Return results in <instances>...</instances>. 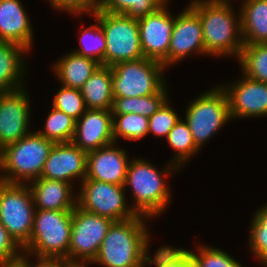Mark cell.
<instances>
[{"label": "cell", "mask_w": 267, "mask_h": 267, "mask_svg": "<svg viewBox=\"0 0 267 267\" xmlns=\"http://www.w3.org/2000/svg\"><path fill=\"white\" fill-rule=\"evenodd\" d=\"M230 119L228 98L219 85L192 100L186 110L185 122L195 144L201 148Z\"/></svg>", "instance_id": "9c48e42d"}, {"label": "cell", "mask_w": 267, "mask_h": 267, "mask_svg": "<svg viewBox=\"0 0 267 267\" xmlns=\"http://www.w3.org/2000/svg\"><path fill=\"white\" fill-rule=\"evenodd\" d=\"M54 71L61 85L80 89L101 65L92 58L80 56L74 52L66 54L55 62Z\"/></svg>", "instance_id": "603a6c76"}, {"label": "cell", "mask_w": 267, "mask_h": 267, "mask_svg": "<svg viewBox=\"0 0 267 267\" xmlns=\"http://www.w3.org/2000/svg\"><path fill=\"white\" fill-rule=\"evenodd\" d=\"M205 54V44L201 20L188 5L175 16L169 46V66L182 61L189 54Z\"/></svg>", "instance_id": "9a60e30c"}, {"label": "cell", "mask_w": 267, "mask_h": 267, "mask_svg": "<svg viewBox=\"0 0 267 267\" xmlns=\"http://www.w3.org/2000/svg\"><path fill=\"white\" fill-rule=\"evenodd\" d=\"M167 1L153 13L138 20L143 56L169 66V46L174 18L169 13Z\"/></svg>", "instance_id": "7c38bea8"}, {"label": "cell", "mask_w": 267, "mask_h": 267, "mask_svg": "<svg viewBox=\"0 0 267 267\" xmlns=\"http://www.w3.org/2000/svg\"><path fill=\"white\" fill-rule=\"evenodd\" d=\"M105 34L106 52L104 66H110L143 58L138 20L124 14H112L97 10L91 14Z\"/></svg>", "instance_id": "8992f818"}, {"label": "cell", "mask_w": 267, "mask_h": 267, "mask_svg": "<svg viewBox=\"0 0 267 267\" xmlns=\"http://www.w3.org/2000/svg\"><path fill=\"white\" fill-rule=\"evenodd\" d=\"M19 249L23 250L0 223V263L21 258L23 251Z\"/></svg>", "instance_id": "8d00e7d4"}, {"label": "cell", "mask_w": 267, "mask_h": 267, "mask_svg": "<svg viewBox=\"0 0 267 267\" xmlns=\"http://www.w3.org/2000/svg\"><path fill=\"white\" fill-rule=\"evenodd\" d=\"M0 267H27V263L26 259L21 257L13 261L0 263Z\"/></svg>", "instance_id": "60d3db41"}, {"label": "cell", "mask_w": 267, "mask_h": 267, "mask_svg": "<svg viewBox=\"0 0 267 267\" xmlns=\"http://www.w3.org/2000/svg\"><path fill=\"white\" fill-rule=\"evenodd\" d=\"M113 221L78 206L73 209L70 246L66 259L71 263H92Z\"/></svg>", "instance_id": "30bf717a"}, {"label": "cell", "mask_w": 267, "mask_h": 267, "mask_svg": "<svg viewBox=\"0 0 267 267\" xmlns=\"http://www.w3.org/2000/svg\"><path fill=\"white\" fill-rule=\"evenodd\" d=\"M22 257L26 259L27 267H70L71 264V262L66 258L36 256L37 264L33 266V264H31V262L28 260L27 254L23 253Z\"/></svg>", "instance_id": "f35d334b"}, {"label": "cell", "mask_w": 267, "mask_h": 267, "mask_svg": "<svg viewBox=\"0 0 267 267\" xmlns=\"http://www.w3.org/2000/svg\"><path fill=\"white\" fill-rule=\"evenodd\" d=\"M157 169L144 159L134 158L130 160L124 183L125 188L128 185L132 187L135 202L131 209L136 215L148 219L161 214L170 203L171 193L164 176L179 168L169 161L162 172Z\"/></svg>", "instance_id": "7a4b0ae2"}, {"label": "cell", "mask_w": 267, "mask_h": 267, "mask_svg": "<svg viewBox=\"0 0 267 267\" xmlns=\"http://www.w3.org/2000/svg\"><path fill=\"white\" fill-rule=\"evenodd\" d=\"M53 145L52 141L37 132H30L17 142L5 146L0 150V170L5 172L0 175V181L27 184L40 178Z\"/></svg>", "instance_id": "3957f363"}, {"label": "cell", "mask_w": 267, "mask_h": 267, "mask_svg": "<svg viewBox=\"0 0 267 267\" xmlns=\"http://www.w3.org/2000/svg\"><path fill=\"white\" fill-rule=\"evenodd\" d=\"M87 153L72 142L54 143L45 161L42 178L70 183L86 178Z\"/></svg>", "instance_id": "e0dca14e"}, {"label": "cell", "mask_w": 267, "mask_h": 267, "mask_svg": "<svg viewBox=\"0 0 267 267\" xmlns=\"http://www.w3.org/2000/svg\"><path fill=\"white\" fill-rule=\"evenodd\" d=\"M73 211L35 210L28 256L66 258L71 240Z\"/></svg>", "instance_id": "5b68a950"}, {"label": "cell", "mask_w": 267, "mask_h": 267, "mask_svg": "<svg viewBox=\"0 0 267 267\" xmlns=\"http://www.w3.org/2000/svg\"><path fill=\"white\" fill-rule=\"evenodd\" d=\"M149 233L147 231L142 247V267L146 264H154L156 267H168L171 264H174L180 261L189 250L173 248L168 246H161L155 253L154 259L149 256Z\"/></svg>", "instance_id": "e575fe53"}, {"label": "cell", "mask_w": 267, "mask_h": 267, "mask_svg": "<svg viewBox=\"0 0 267 267\" xmlns=\"http://www.w3.org/2000/svg\"><path fill=\"white\" fill-rule=\"evenodd\" d=\"M238 61L246 77L267 83V43L243 45Z\"/></svg>", "instance_id": "484cf974"}, {"label": "cell", "mask_w": 267, "mask_h": 267, "mask_svg": "<svg viewBox=\"0 0 267 267\" xmlns=\"http://www.w3.org/2000/svg\"><path fill=\"white\" fill-rule=\"evenodd\" d=\"M240 10L243 45L267 43V0H245Z\"/></svg>", "instance_id": "44dd1931"}, {"label": "cell", "mask_w": 267, "mask_h": 267, "mask_svg": "<svg viewBox=\"0 0 267 267\" xmlns=\"http://www.w3.org/2000/svg\"><path fill=\"white\" fill-rule=\"evenodd\" d=\"M86 263H71L70 267H86Z\"/></svg>", "instance_id": "7bdbcfd3"}, {"label": "cell", "mask_w": 267, "mask_h": 267, "mask_svg": "<svg viewBox=\"0 0 267 267\" xmlns=\"http://www.w3.org/2000/svg\"><path fill=\"white\" fill-rule=\"evenodd\" d=\"M28 50L11 42H0V92L22 88L24 66L23 54Z\"/></svg>", "instance_id": "7402d4cb"}, {"label": "cell", "mask_w": 267, "mask_h": 267, "mask_svg": "<svg viewBox=\"0 0 267 267\" xmlns=\"http://www.w3.org/2000/svg\"><path fill=\"white\" fill-rule=\"evenodd\" d=\"M80 91L87 109L111 110L114 99L111 67L100 65Z\"/></svg>", "instance_id": "cb8c5ba5"}, {"label": "cell", "mask_w": 267, "mask_h": 267, "mask_svg": "<svg viewBox=\"0 0 267 267\" xmlns=\"http://www.w3.org/2000/svg\"><path fill=\"white\" fill-rule=\"evenodd\" d=\"M111 69L113 97L153 95L166 84L164 65L145 57L117 63Z\"/></svg>", "instance_id": "52a82bcc"}, {"label": "cell", "mask_w": 267, "mask_h": 267, "mask_svg": "<svg viewBox=\"0 0 267 267\" xmlns=\"http://www.w3.org/2000/svg\"><path fill=\"white\" fill-rule=\"evenodd\" d=\"M35 210L27 184L0 181V223L22 249L29 243Z\"/></svg>", "instance_id": "ba28073f"}, {"label": "cell", "mask_w": 267, "mask_h": 267, "mask_svg": "<svg viewBox=\"0 0 267 267\" xmlns=\"http://www.w3.org/2000/svg\"><path fill=\"white\" fill-rule=\"evenodd\" d=\"M45 122L44 130L36 131L39 135L53 143L72 141L76 120L71 116L53 107Z\"/></svg>", "instance_id": "f1b7e54d"}, {"label": "cell", "mask_w": 267, "mask_h": 267, "mask_svg": "<svg viewBox=\"0 0 267 267\" xmlns=\"http://www.w3.org/2000/svg\"><path fill=\"white\" fill-rule=\"evenodd\" d=\"M221 87L228 98L231 119L267 116V83L244 75L230 86Z\"/></svg>", "instance_id": "5bb4252c"}, {"label": "cell", "mask_w": 267, "mask_h": 267, "mask_svg": "<svg viewBox=\"0 0 267 267\" xmlns=\"http://www.w3.org/2000/svg\"><path fill=\"white\" fill-rule=\"evenodd\" d=\"M189 6L201 20L205 53L238 58L243 48L240 14L234 16L229 1L193 0Z\"/></svg>", "instance_id": "6da1fadb"}, {"label": "cell", "mask_w": 267, "mask_h": 267, "mask_svg": "<svg viewBox=\"0 0 267 267\" xmlns=\"http://www.w3.org/2000/svg\"><path fill=\"white\" fill-rule=\"evenodd\" d=\"M145 219L148 220L137 215L113 222L92 263L105 267H142V247L148 231Z\"/></svg>", "instance_id": "277c9868"}, {"label": "cell", "mask_w": 267, "mask_h": 267, "mask_svg": "<svg viewBox=\"0 0 267 267\" xmlns=\"http://www.w3.org/2000/svg\"><path fill=\"white\" fill-rule=\"evenodd\" d=\"M52 4L54 9L60 10V0H48Z\"/></svg>", "instance_id": "b9f144b4"}, {"label": "cell", "mask_w": 267, "mask_h": 267, "mask_svg": "<svg viewBox=\"0 0 267 267\" xmlns=\"http://www.w3.org/2000/svg\"><path fill=\"white\" fill-rule=\"evenodd\" d=\"M197 254L189 250L196 267H242L233 257L225 251L209 246H199Z\"/></svg>", "instance_id": "836d02e7"}, {"label": "cell", "mask_w": 267, "mask_h": 267, "mask_svg": "<svg viewBox=\"0 0 267 267\" xmlns=\"http://www.w3.org/2000/svg\"><path fill=\"white\" fill-rule=\"evenodd\" d=\"M79 50L72 51L80 56L92 58L104 66V54L106 52L105 34L97 20V23L82 31Z\"/></svg>", "instance_id": "4dcf8cb0"}, {"label": "cell", "mask_w": 267, "mask_h": 267, "mask_svg": "<svg viewBox=\"0 0 267 267\" xmlns=\"http://www.w3.org/2000/svg\"><path fill=\"white\" fill-rule=\"evenodd\" d=\"M168 267H196V265L188 252L180 261L171 264Z\"/></svg>", "instance_id": "ab89813d"}, {"label": "cell", "mask_w": 267, "mask_h": 267, "mask_svg": "<svg viewBox=\"0 0 267 267\" xmlns=\"http://www.w3.org/2000/svg\"><path fill=\"white\" fill-rule=\"evenodd\" d=\"M29 103L24 88L0 92V150L30 133Z\"/></svg>", "instance_id": "4fadbf2b"}, {"label": "cell", "mask_w": 267, "mask_h": 267, "mask_svg": "<svg viewBox=\"0 0 267 267\" xmlns=\"http://www.w3.org/2000/svg\"><path fill=\"white\" fill-rule=\"evenodd\" d=\"M77 206L113 222L134 218L137 215L126 204L124 185L84 179L81 183Z\"/></svg>", "instance_id": "8fae6325"}, {"label": "cell", "mask_w": 267, "mask_h": 267, "mask_svg": "<svg viewBox=\"0 0 267 267\" xmlns=\"http://www.w3.org/2000/svg\"><path fill=\"white\" fill-rule=\"evenodd\" d=\"M52 107L78 120L86 111L80 89L62 86L54 96Z\"/></svg>", "instance_id": "d6a6232c"}, {"label": "cell", "mask_w": 267, "mask_h": 267, "mask_svg": "<svg viewBox=\"0 0 267 267\" xmlns=\"http://www.w3.org/2000/svg\"><path fill=\"white\" fill-rule=\"evenodd\" d=\"M113 139L139 140L148 134L149 118L141 114H112Z\"/></svg>", "instance_id": "f546056e"}, {"label": "cell", "mask_w": 267, "mask_h": 267, "mask_svg": "<svg viewBox=\"0 0 267 267\" xmlns=\"http://www.w3.org/2000/svg\"><path fill=\"white\" fill-rule=\"evenodd\" d=\"M166 1L168 0H101L100 10L140 20L156 11Z\"/></svg>", "instance_id": "83f0119b"}, {"label": "cell", "mask_w": 267, "mask_h": 267, "mask_svg": "<svg viewBox=\"0 0 267 267\" xmlns=\"http://www.w3.org/2000/svg\"><path fill=\"white\" fill-rule=\"evenodd\" d=\"M101 7V0H60V11L80 15L81 13H95Z\"/></svg>", "instance_id": "74e56055"}, {"label": "cell", "mask_w": 267, "mask_h": 267, "mask_svg": "<svg viewBox=\"0 0 267 267\" xmlns=\"http://www.w3.org/2000/svg\"><path fill=\"white\" fill-rule=\"evenodd\" d=\"M174 108L169 105L167 100L160 109L155 112L148 122V133H153L156 136L167 137L170 130L180 120Z\"/></svg>", "instance_id": "d590c367"}, {"label": "cell", "mask_w": 267, "mask_h": 267, "mask_svg": "<svg viewBox=\"0 0 267 267\" xmlns=\"http://www.w3.org/2000/svg\"><path fill=\"white\" fill-rule=\"evenodd\" d=\"M111 110L86 109L76 120L72 143L86 153L114 143Z\"/></svg>", "instance_id": "2e32d148"}, {"label": "cell", "mask_w": 267, "mask_h": 267, "mask_svg": "<svg viewBox=\"0 0 267 267\" xmlns=\"http://www.w3.org/2000/svg\"><path fill=\"white\" fill-rule=\"evenodd\" d=\"M249 237L252 254L264 263L267 260V204L254 214Z\"/></svg>", "instance_id": "1f68e13d"}, {"label": "cell", "mask_w": 267, "mask_h": 267, "mask_svg": "<svg viewBox=\"0 0 267 267\" xmlns=\"http://www.w3.org/2000/svg\"><path fill=\"white\" fill-rule=\"evenodd\" d=\"M33 31L20 0H0V42H11L30 50Z\"/></svg>", "instance_id": "d6986e66"}, {"label": "cell", "mask_w": 267, "mask_h": 267, "mask_svg": "<svg viewBox=\"0 0 267 267\" xmlns=\"http://www.w3.org/2000/svg\"><path fill=\"white\" fill-rule=\"evenodd\" d=\"M167 84L156 94L141 97H114L111 108L112 114H141L150 118L167 101Z\"/></svg>", "instance_id": "d4e9b609"}, {"label": "cell", "mask_w": 267, "mask_h": 267, "mask_svg": "<svg viewBox=\"0 0 267 267\" xmlns=\"http://www.w3.org/2000/svg\"><path fill=\"white\" fill-rule=\"evenodd\" d=\"M28 186L36 210L73 211L77 206L71 183L40 177Z\"/></svg>", "instance_id": "ffe728a7"}, {"label": "cell", "mask_w": 267, "mask_h": 267, "mask_svg": "<svg viewBox=\"0 0 267 267\" xmlns=\"http://www.w3.org/2000/svg\"><path fill=\"white\" fill-rule=\"evenodd\" d=\"M126 150L115 143L87 153L86 178L124 185L128 165Z\"/></svg>", "instance_id": "ac0fdd59"}, {"label": "cell", "mask_w": 267, "mask_h": 267, "mask_svg": "<svg viewBox=\"0 0 267 267\" xmlns=\"http://www.w3.org/2000/svg\"><path fill=\"white\" fill-rule=\"evenodd\" d=\"M169 145L176 151L172 164L181 169L200 148L195 144L188 124L180 119L167 135Z\"/></svg>", "instance_id": "4316f807"}]
</instances>
